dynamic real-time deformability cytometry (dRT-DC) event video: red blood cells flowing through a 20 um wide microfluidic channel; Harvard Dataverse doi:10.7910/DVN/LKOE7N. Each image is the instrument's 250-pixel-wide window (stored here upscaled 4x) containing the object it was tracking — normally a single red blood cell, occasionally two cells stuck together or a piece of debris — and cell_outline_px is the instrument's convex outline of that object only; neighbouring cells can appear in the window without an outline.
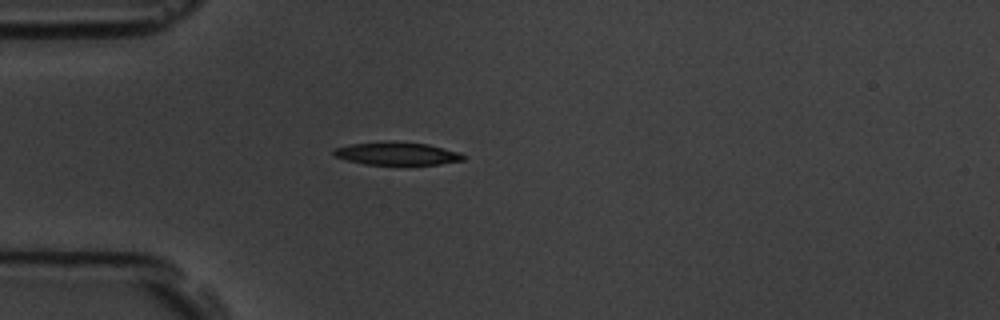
{"species": "common noctule bat (a hibernating species)", "species_latin": "Nyctalus noctula", "temperature_condition": "room temperature", "stored_images_in_passage": 2, "camera_frame_rate_fps": 3000, "um_per_image_px": 0.085, "animal": {"sex": "male", "body_mass_g": 19.5, "forearm_length_mm": 54.6}, "frame": {"image": 1, "passage_image": 1, "time_ms": 0.0, "image_size_px": [1000, 320], "cell_outline_px": [[464, 160], [440, 164], [364, 164], [348, 160], [336, 156], [332, 152], [336, 148], [348, 144], [392, 140], [428, 144], [460, 152], [464, 156]], "centroid_in_image_um": [33.75, 13.03], "position_along_channel_um": 51.3, "area_um2": 17.28}}